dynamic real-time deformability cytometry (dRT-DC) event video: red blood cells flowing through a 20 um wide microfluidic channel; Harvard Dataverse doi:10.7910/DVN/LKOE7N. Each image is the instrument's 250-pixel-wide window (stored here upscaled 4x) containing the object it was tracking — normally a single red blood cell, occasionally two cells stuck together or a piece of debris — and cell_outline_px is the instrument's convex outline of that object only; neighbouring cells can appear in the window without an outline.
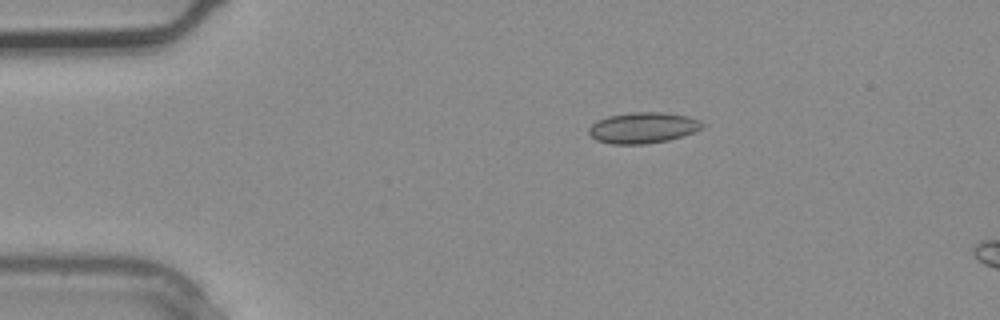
{"species": "common noctule bat (a hibernating species)", "species_latin": "Nyctalus noctula", "temperature_condition": "warm", "stored_images_in_passage": 2, "camera_frame_rate_fps": 3000, "um_per_image_px": 0.085, "animal": {"sex": "male", "body_mass_g": 20.4}, "frame": {"image": 1, "passage_image": 1, "time_ms": 0.0, "image_size_px": [1000, 320], "cell_outline_px": [[704, 128], [684, 136], [668, 140], [644, 144], [612, 144], [596, 140], [588, 132], [588, 128], [592, 124], [608, 116], [632, 112], [664, 112], [688, 116], [700, 120], [704, 124]], "centroid_in_image_um": [54.69, 10.86], "position_along_channel_um": 30.3, "area_um2": 20.52}}